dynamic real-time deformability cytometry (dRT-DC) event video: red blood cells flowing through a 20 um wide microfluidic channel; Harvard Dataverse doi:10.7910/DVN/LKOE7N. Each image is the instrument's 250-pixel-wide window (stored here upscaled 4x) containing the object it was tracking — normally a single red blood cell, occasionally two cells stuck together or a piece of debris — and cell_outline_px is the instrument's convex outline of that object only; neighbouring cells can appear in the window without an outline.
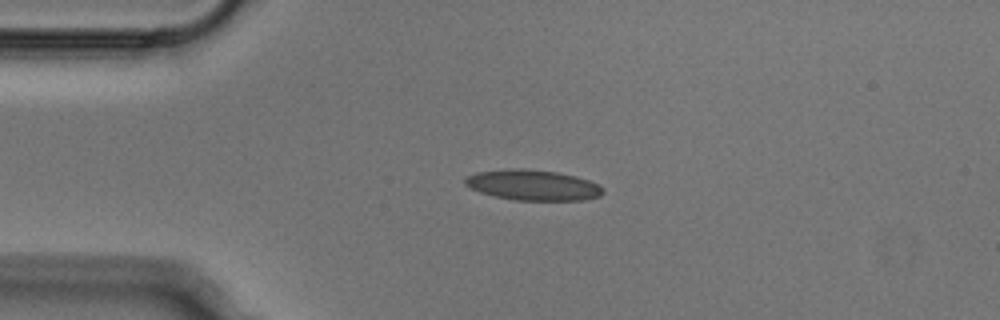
{"species": "Egyptian fruit bat (a non-hibernating species)", "species_latin": "Rousettus aegyptiacus", "temperature_condition": "cold", "stored_images_in_passage": 41, "camera_frame_rate_fps": 3000, "um_per_image_px": 0.085, "animal": {"sex": "male"}, "frame": {"image": 1, "passage_image": 1, "time_ms": 0.0, "image_size_px": [1000, 320], "cell_outline_px": [[604, 192], [600, 196], [584, 200], [516, 200], [496, 196], [480, 192], [464, 184], [464, 180], [468, 176], [476, 172], [512, 168], [524, 168], [556, 172], [576, 176], [588, 180], [604, 188]], "centroid_in_image_um": [45.31, 15.73], "position_along_channel_um": 39.7, "area_um2": 24.39}}
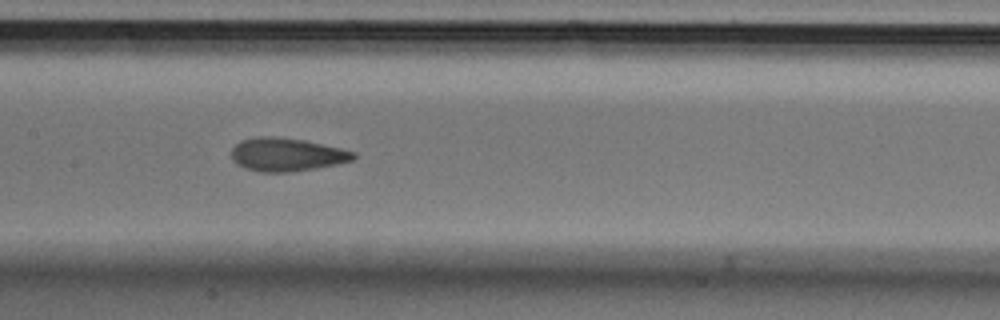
{"frame": {"image": 2, "passage_image": 14, "time_ms": 4.333, "image_size_px": [1000, 320], "cell_outline_px": [[356, 156], [352, 160], [336, 164], [316, 168], [292, 172], [260, 172], [244, 168], [236, 164], [232, 160], [232, 148], [240, 140], [256, 136], [276, 136], [304, 140], [340, 148], [356, 152]], "centroid_in_image_um": [24.33, 13.13], "position_along_channel_um": 183.1, "area_um2": 23.81}}
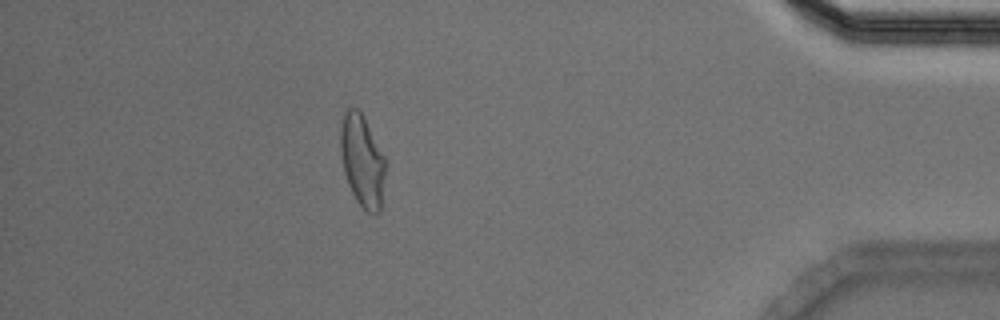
{"frame": {"image": 3, "passage_image": 35, "time_ms": 11.333, "image_size_px": [1000, 320], "cell_outline_px": [[384, 176], [380, 212], [368, 212], [356, 200], [348, 184], [344, 172], [340, 148], [340, 128], [344, 112], [348, 108], [360, 108], [384, 156]], "centroid_in_image_um": [30.76, 13.61], "position_along_channel_um": 404.4, "area_um2": 23.81}}